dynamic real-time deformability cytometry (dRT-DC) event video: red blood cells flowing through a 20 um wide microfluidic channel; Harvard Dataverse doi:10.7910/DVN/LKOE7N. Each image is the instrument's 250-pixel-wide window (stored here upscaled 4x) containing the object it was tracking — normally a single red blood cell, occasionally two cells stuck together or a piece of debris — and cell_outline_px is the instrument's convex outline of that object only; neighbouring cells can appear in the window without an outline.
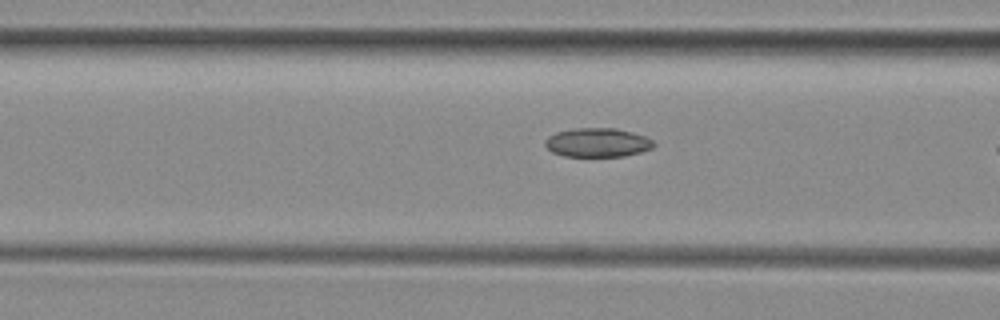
{"species": "common noctule bat (a hibernating species)", "species_latin": "Nyctalus noctula", "temperature_condition": "room temperature", "stored_images_in_passage": 36, "camera_frame_rate_fps": 3000, "um_per_image_px": 0.085, "animal": {"sex": "female", "body_mass_g": 29.2, "forearm_length_mm": 56.3}, "frame": {"image": 1, "passage_image": 16, "time_ms": 5.0, "image_size_px": [1000, 320], "cell_outline_px": [[656, 144], [652, 148], [640, 152], [624, 156], [564, 156], [552, 152], [544, 144], [544, 140], [548, 136], [556, 132], [572, 128], [616, 128], [632, 132], [644, 136], [652, 140]], "centroid_in_image_um": [50.77, 12.11], "position_along_channel_um": 115.8, "area_um2": 18.38}}
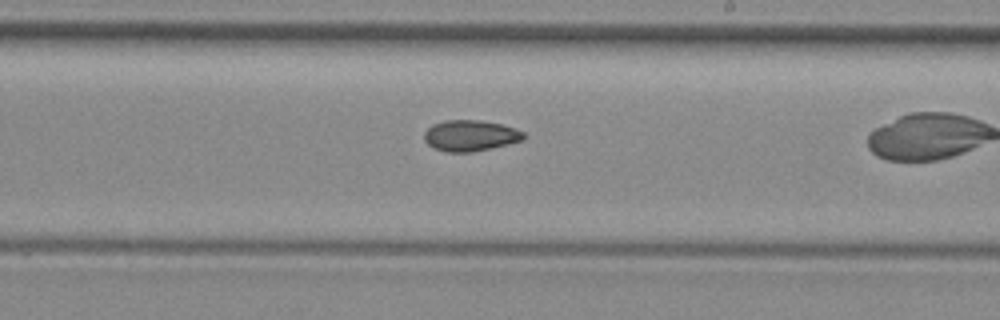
{"frame": {"image": 2, "passage_image": 26, "time_ms": 8.333, "image_size_px": [1000, 320], "cell_outline_px": [[524, 140], [492, 148], [472, 152], [444, 152], [432, 148], [424, 140], [424, 132], [432, 124], [444, 120], [480, 120], [500, 124], [516, 128], [524, 132]], "centroid_in_image_um": [39.96, 11.53], "position_along_channel_um": 249.0, "area_um2": 18.15}}